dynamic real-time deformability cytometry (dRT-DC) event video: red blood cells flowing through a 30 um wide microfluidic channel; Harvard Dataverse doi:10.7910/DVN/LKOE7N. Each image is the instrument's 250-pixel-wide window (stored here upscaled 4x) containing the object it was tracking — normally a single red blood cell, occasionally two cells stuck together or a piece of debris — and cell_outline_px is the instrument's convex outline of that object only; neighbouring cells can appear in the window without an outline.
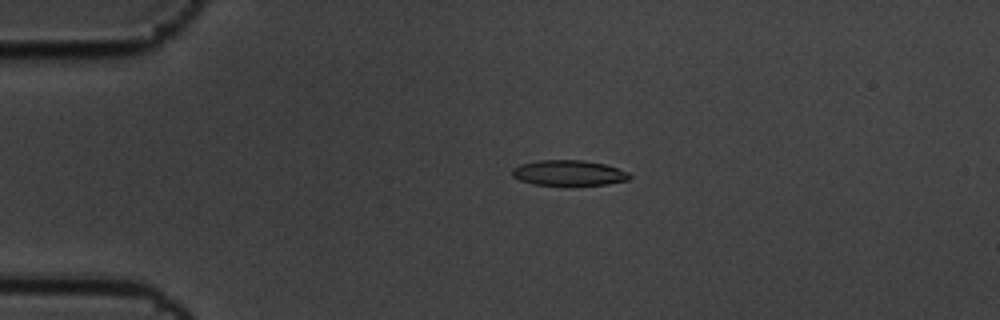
{"species": "common noctule bat (a hibernating species)", "species_latin": "Nyctalus noctula", "temperature_condition": "cold", "stored_images_in_passage": 3, "camera_frame_rate_fps": 3000, "um_per_image_px": 0.085, "animal": {"sex": "male", "body_mass_g": 19.5, "forearm_length_mm": 54.6}, "frame": {"image": 1, "passage_image": 2, "time_ms": 0.333, "image_size_px": [1000, 320], "cell_outline_px": [[632, 176], [628, 180], [608, 184], [572, 188], [564, 188], [532, 184], [520, 180], [512, 176], [512, 168], [520, 164], [540, 160], [584, 160], [604, 164], [628, 172]], "centroid_in_image_um": [48.33, 14.75], "position_along_channel_um": 36.7, "area_um2": 18.32}}